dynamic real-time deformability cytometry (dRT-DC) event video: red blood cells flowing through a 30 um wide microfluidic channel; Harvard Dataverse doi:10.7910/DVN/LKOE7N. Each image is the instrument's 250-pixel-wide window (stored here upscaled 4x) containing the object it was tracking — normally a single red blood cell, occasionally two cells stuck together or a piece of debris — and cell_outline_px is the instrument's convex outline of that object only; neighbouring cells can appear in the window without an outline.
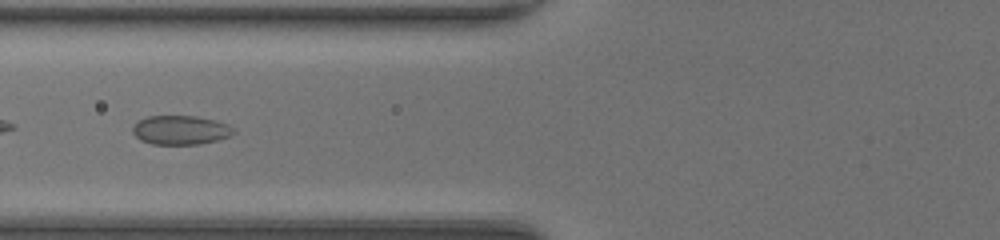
{"species": "common noctule bat (a hibernating species)", "species_latin": "Nyctalus noctula", "temperature_condition": "room temperature", "stored_images_in_passage": 31, "camera_frame_rate_fps": 3000, "um_per_image_px": 0.085, "animal": {"sex": "female", "body_mass_g": 20.0, "forearm_length_mm": 54.0}, "frame": {"image": 1, "passage_image": 5, "time_ms": 1.333, "image_size_px": [1000, 240], "cell_outline_px": [[236, 132], [228, 136], [216, 140], [200, 144], [152, 144], [140, 140], [132, 132], [132, 128], [140, 120], [148, 116], [196, 116], [216, 120], [228, 124]], "centroid_in_image_um": [15.35, 11.05], "position_along_channel_um": 110.5, "area_um2": 16.99}}
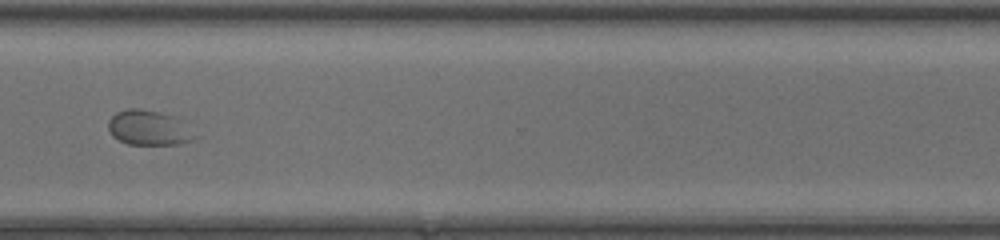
{"frame": {"image": 2, "passage_image": 22, "time_ms": 7.0, "image_size_px": [1000, 240], "cell_outline_px": [[200, 136], [192, 140], [180, 144], [128, 144], [112, 136], [108, 128], [108, 120], [116, 112], [128, 108], [140, 108], [172, 116], [180, 120]], "centroid_in_image_um": [12.65, 10.87], "position_along_channel_um": 357.9, "area_um2": 17.57}}